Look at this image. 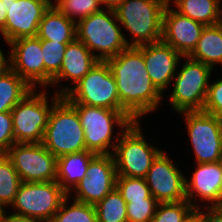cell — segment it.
Here are the masks:
<instances>
[{"mask_svg": "<svg viewBox=\"0 0 222 222\" xmlns=\"http://www.w3.org/2000/svg\"><path fill=\"white\" fill-rule=\"evenodd\" d=\"M169 0H125L116 10L118 22L135 37L130 46L161 41L163 13Z\"/></svg>", "mask_w": 222, "mask_h": 222, "instance_id": "cell-5", "label": "cell"}, {"mask_svg": "<svg viewBox=\"0 0 222 222\" xmlns=\"http://www.w3.org/2000/svg\"><path fill=\"white\" fill-rule=\"evenodd\" d=\"M184 222H199V217L196 212H194L186 221Z\"/></svg>", "mask_w": 222, "mask_h": 222, "instance_id": "cell-41", "label": "cell"}, {"mask_svg": "<svg viewBox=\"0 0 222 222\" xmlns=\"http://www.w3.org/2000/svg\"><path fill=\"white\" fill-rule=\"evenodd\" d=\"M51 0H5V41L36 37L44 13Z\"/></svg>", "mask_w": 222, "mask_h": 222, "instance_id": "cell-15", "label": "cell"}, {"mask_svg": "<svg viewBox=\"0 0 222 222\" xmlns=\"http://www.w3.org/2000/svg\"><path fill=\"white\" fill-rule=\"evenodd\" d=\"M136 47L144 55L146 69L152 83L161 93H164L166 87L173 81L182 55L162 40Z\"/></svg>", "mask_w": 222, "mask_h": 222, "instance_id": "cell-18", "label": "cell"}, {"mask_svg": "<svg viewBox=\"0 0 222 222\" xmlns=\"http://www.w3.org/2000/svg\"><path fill=\"white\" fill-rule=\"evenodd\" d=\"M96 154L85 150L78 153L66 154L57 158L56 182L70 196L81 179L86 176L88 164Z\"/></svg>", "mask_w": 222, "mask_h": 222, "instance_id": "cell-21", "label": "cell"}, {"mask_svg": "<svg viewBox=\"0 0 222 222\" xmlns=\"http://www.w3.org/2000/svg\"><path fill=\"white\" fill-rule=\"evenodd\" d=\"M126 204L115 188L94 205L97 222H128Z\"/></svg>", "mask_w": 222, "mask_h": 222, "instance_id": "cell-26", "label": "cell"}, {"mask_svg": "<svg viewBox=\"0 0 222 222\" xmlns=\"http://www.w3.org/2000/svg\"><path fill=\"white\" fill-rule=\"evenodd\" d=\"M119 133L120 137L117 134L115 136L118 142L112 154L117 176L145 178L153 161L162 151L146 142L139 121Z\"/></svg>", "mask_w": 222, "mask_h": 222, "instance_id": "cell-7", "label": "cell"}, {"mask_svg": "<svg viewBox=\"0 0 222 222\" xmlns=\"http://www.w3.org/2000/svg\"><path fill=\"white\" fill-rule=\"evenodd\" d=\"M4 210L1 206H0V222L2 221V216H3V213H4Z\"/></svg>", "mask_w": 222, "mask_h": 222, "instance_id": "cell-42", "label": "cell"}, {"mask_svg": "<svg viewBox=\"0 0 222 222\" xmlns=\"http://www.w3.org/2000/svg\"><path fill=\"white\" fill-rule=\"evenodd\" d=\"M21 184L11 160L6 154H0V206L12 205Z\"/></svg>", "mask_w": 222, "mask_h": 222, "instance_id": "cell-27", "label": "cell"}, {"mask_svg": "<svg viewBox=\"0 0 222 222\" xmlns=\"http://www.w3.org/2000/svg\"><path fill=\"white\" fill-rule=\"evenodd\" d=\"M171 0L163 13L162 41L178 53L188 56L195 48L204 25L170 9Z\"/></svg>", "mask_w": 222, "mask_h": 222, "instance_id": "cell-17", "label": "cell"}, {"mask_svg": "<svg viewBox=\"0 0 222 222\" xmlns=\"http://www.w3.org/2000/svg\"><path fill=\"white\" fill-rule=\"evenodd\" d=\"M33 88L10 67L0 75V112H11Z\"/></svg>", "mask_w": 222, "mask_h": 222, "instance_id": "cell-25", "label": "cell"}, {"mask_svg": "<svg viewBox=\"0 0 222 222\" xmlns=\"http://www.w3.org/2000/svg\"><path fill=\"white\" fill-rule=\"evenodd\" d=\"M197 163H216L222 155V121L203 111H184Z\"/></svg>", "mask_w": 222, "mask_h": 222, "instance_id": "cell-11", "label": "cell"}, {"mask_svg": "<svg viewBox=\"0 0 222 222\" xmlns=\"http://www.w3.org/2000/svg\"><path fill=\"white\" fill-rule=\"evenodd\" d=\"M115 188L126 203L153 197L145 178L117 176Z\"/></svg>", "mask_w": 222, "mask_h": 222, "instance_id": "cell-31", "label": "cell"}, {"mask_svg": "<svg viewBox=\"0 0 222 222\" xmlns=\"http://www.w3.org/2000/svg\"><path fill=\"white\" fill-rule=\"evenodd\" d=\"M117 171L112 154L95 155L89 162L86 176L75 186L76 201L96 205L116 187Z\"/></svg>", "mask_w": 222, "mask_h": 222, "instance_id": "cell-13", "label": "cell"}, {"mask_svg": "<svg viewBox=\"0 0 222 222\" xmlns=\"http://www.w3.org/2000/svg\"><path fill=\"white\" fill-rule=\"evenodd\" d=\"M41 143L57 158L86 150L84 129L77 110L64 96L51 109Z\"/></svg>", "mask_w": 222, "mask_h": 222, "instance_id": "cell-3", "label": "cell"}, {"mask_svg": "<svg viewBox=\"0 0 222 222\" xmlns=\"http://www.w3.org/2000/svg\"><path fill=\"white\" fill-rule=\"evenodd\" d=\"M62 96L53 95L48 104L46 91L36 93L33 89L11 110L15 143H41L53 105Z\"/></svg>", "mask_w": 222, "mask_h": 222, "instance_id": "cell-8", "label": "cell"}, {"mask_svg": "<svg viewBox=\"0 0 222 222\" xmlns=\"http://www.w3.org/2000/svg\"><path fill=\"white\" fill-rule=\"evenodd\" d=\"M185 63L174 76V86L170 95V105L178 113L202 111L209 88L212 67L183 56Z\"/></svg>", "mask_w": 222, "mask_h": 222, "instance_id": "cell-9", "label": "cell"}, {"mask_svg": "<svg viewBox=\"0 0 222 222\" xmlns=\"http://www.w3.org/2000/svg\"><path fill=\"white\" fill-rule=\"evenodd\" d=\"M15 144L11 112H0V154Z\"/></svg>", "mask_w": 222, "mask_h": 222, "instance_id": "cell-35", "label": "cell"}, {"mask_svg": "<svg viewBox=\"0 0 222 222\" xmlns=\"http://www.w3.org/2000/svg\"><path fill=\"white\" fill-rule=\"evenodd\" d=\"M7 13L5 12V0H0V33L5 39V23H6Z\"/></svg>", "mask_w": 222, "mask_h": 222, "instance_id": "cell-38", "label": "cell"}, {"mask_svg": "<svg viewBox=\"0 0 222 222\" xmlns=\"http://www.w3.org/2000/svg\"><path fill=\"white\" fill-rule=\"evenodd\" d=\"M117 22L115 10L103 8L76 21V39L81 41L99 61H106L130 46ZM94 51L100 52L95 54Z\"/></svg>", "mask_w": 222, "mask_h": 222, "instance_id": "cell-2", "label": "cell"}, {"mask_svg": "<svg viewBox=\"0 0 222 222\" xmlns=\"http://www.w3.org/2000/svg\"><path fill=\"white\" fill-rule=\"evenodd\" d=\"M106 62L116 80L121 106L136 121L156 110L162 93L152 83L144 55L136 46H129Z\"/></svg>", "mask_w": 222, "mask_h": 222, "instance_id": "cell-1", "label": "cell"}, {"mask_svg": "<svg viewBox=\"0 0 222 222\" xmlns=\"http://www.w3.org/2000/svg\"><path fill=\"white\" fill-rule=\"evenodd\" d=\"M164 152L153 161L146 183L158 203H175L186 200V178Z\"/></svg>", "mask_w": 222, "mask_h": 222, "instance_id": "cell-14", "label": "cell"}, {"mask_svg": "<svg viewBox=\"0 0 222 222\" xmlns=\"http://www.w3.org/2000/svg\"><path fill=\"white\" fill-rule=\"evenodd\" d=\"M125 0H100L101 5H106V9L116 10Z\"/></svg>", "mask_w": 222, "mask_h": 222, "instance_id": "cell-39", "label": "cell"}, {"mask_svg": "<svg viewBox=\"0 0 222 222\" xmlns=\"http://www.w3.org/2000/svg\"><path fill=\"white\" fill-rule=\"evenodd\" d=\"M194 196L200 197L208 204L210 202L211 207L222 204V164L220 161L197 163L192 179L189 181L186 178V200L197 208L198 206L191 200Z\"/></svg>", "mask_w": 222, "mask_h": 222, "instance_id": "cell-19", "label": "cell"}, {"mask_svg": "<svg viewBox=\"0 0 222 222\" xmlns=\"http://www.w3.org/2000/svg\"><path fill=\"white\" fill-rule=\"evenodd\" d=\"M210 67L222 64V22L205 26L194 50L188 55Z\"/></svg>", "mask_w": 222, "mask_h": 222, "instance_id": "cell-23", "label": "cell"}, {"mask_svg": "<svg viewBox=\"0 0 222 222\" xmlns=\"http://www.w3.org/2000/svg\"><path fill=\"white\" fill-rule=\"evenodd\" d=\"M9 67L24 79L33 89L37 83L44 87V62L41 39L20 38L10 43Z\"/></svg>", "mask_w": 222, "mask_h": 222, "instance_id": "cell-16", "label": "cell"}, {"mask_svg": "<svg viewBox=\"0 0 222 222\" xmlns=\"http://www.w3.org/2000/svg\"><path fill=\"white\" fill-rule=\"evenodd\" d=\"M68 198L69 196L63 200L50 222H97L94 205L74 200L73 204L68 206Z\"/></svg>", "mask_w": 222, "mask_h": 222, "instance_id": "cell-29", "label": "cell"}, {"mask_svg": "<svg viewBox=\"0 0 222 222\" xmlns=\"http://www.w3.org/2000/svg\"><path fill=\"white\" fill-rule=\"evenodd\" d=\"M98 61L81 41L75 39L66 47L61 69L52 79L53 86L62 79H70L76 85Z\"/></svg>", "mask_w": 222, "mask_h": 222, "instance_id": "cell-20", "label": "cell"}, {"mask_svg": "<svg viewBox=\"0 0 222 222\" xmlns=\"http://www.w3.org/2000/svg\"><path fill=\"white\" fill-rule=\"evenodd\" d=\"M157 205L158 202L154 197L127 203L128 222H150L155 214Z\"/></svg>", "mask_w": 222, "mask_h": 222, "instance_id": "cell-33", "label": "cell"}, {"mask_svg": "<svg viewBox=\"0 0 222 222\" xmlns=\"http://www.w3.org/2000/svg\"><path fill=\"white\" fill-rule=\"evenodd\" d=\"M37 37L54 42L71 43L76 39V22L66 17L52 4L39 23Z\"/></svg>", "mask_w": 222, "mask_h": 222, "instance_id": "cell-22", "label": "cell"}, {"mask_svg": "<svg viewBox=\"0 0 222 222\" xmlns=\"http://www.w3.org/2000/svg\"><path fill=\"white\" fill-rule=\"evenodd\" d=\"M68 44L41 39L44 62V87L52 85V79L59 73Z\"/></svg>", "mask_w": 222, "mask_h": 222, "instance_id": "cell-28", "label": "cell"}, {"mask_svg": "<svg viewBox=\"0 0 222 222\" xmlns=\"http://www.w3.org/2000/svg\"><path fill=\"white\" fill-rule=\"evenodd\" d=\"M71 104L102 107L128 113L120 104L116 80L106 61H98L74 86L56 92Z\"/></svg>", "mask_w": 222, "mask_h": 222, "instance_id": "cell-4", "label": "cell"}, {"mask_svg": "<svg viewBox=\"0 0 222 222\" xmlns=\"http://www.w3.org/2000/svg\"><path fill=\"white\" fill-rule=\"evenodd\" d=\"M68 194L56 181L21 182L14 202V214L50 222Z\"/></svg>", "mask_w": 222, "mask_h": 222, "instance_id": "cell-10", "label": "cell"}, {"mask_svg": "<svg viewBox=\"0 0 222 222\" xmlns=\"http://www.w3.org/2000/svg\"><path fill=\"white\" fill-rule=\"evenodd\" d=\"M202 111L214 115L222 121V79L209 84Z\"/></svg>", "mask_w": 222, "mask_h": 222, "instance_id": "cell-34", "label": "cell"}, {"mask_svg": "<svg viewBox=\"0 0 222 222\" xmlns=\"http://www.w3.org/2000/svg\"><path fill=\"white\" fill-rule=\"evenodd\" d=\"M3 53L0 49V75L9 68V60H6Z\"/></svg>", "mask_w": 222, "mask_h": 222, "instance_id": "cell-40", "label": "cell"}, {"mask_svg": "<svg viewBox=\"0 0 222 222\" xmlns=\"http://www.w3.org/2000/svg\"><path fill=\"white\" fill-rule=\"evenodd\" d=\"M207 213L200 210L198 206L195 208V212L199 217V222H222V210L218 206H205Z\"/></svg>", "mask_w": 222, "mask_h": 222, "instance_id": "cell-36", "label": "cell"}, {"mask_svg": "<svg viewBox=\"0 0 222 222\" xmlns=\"http://www.w3.org/2000/svg\"><path fill=\"white\" fill-rule=\"evenodd\" d=\"M195 212L187 200L175 203H158L150 222H184Z\"/></svg>", "mask_w": 222, "mask_h": 222, "instance_id": "cell-30", "label": "cell"}, {"mask_svg": "<svg viewBox=\"0 0 222 222\" xmlns=\"http://www.w3.org/2000/svg\"><path fill=\"white\" fill-rule=\"evenodd\" d=\"M72 105L76 108L84 129L86 150L96 155L113 154L108 149L113 147L114 151L116 146V143L112 141L114 125L119 126L120 130H126L133 122H136L129 113L118 110L83 104Z\"/></svg>", "mask_w": 222, "mask_h": 222, "instance_id": "cell-6", "label": "cell"}, {"mask_svg": "<svg viewBox=\"0 0 222 222\" xmlns=\"http://www.w3.org/2000/svg\"><path fill=\"white\" fill-rule=\"evenodd\" d=\"M21 182L56 181L57 157L42 143H15L5 153Z\"/></svg>", "mask_w": 222, "mask_h": 222, "instance_id": "cell-12", "label": "cell"}, {"mask_svg": "<svg viewBox=\"0 0 222 222\" xmlns=\"http://www.w3.org/2000/svg\"><path fill=\"white\" fill-rule=\"evenodd\" d=\"M55 6L66 17L76 22V16L79 18L77 21L84 19L85 17L99 12L100 0H56ZM75 17V18H74Z\"/></svg>", "mask_w": 222, "mask_h": 222, "instance_id": "cell-32", "label": "cell"}, {"mask_svg": "<svg viewBox=\"0 0 222 222\" xmlns=\"http://www.w3.org/2000/svg\"><path fill=\"white\" fill-rule=\"evenodd\" d=\"M1 222H48V221L31 218L28 216H22V215H18L14 213L7 215L5 214V210H4Z\"/></svg>", "mask_w": 222, "mask_h": 222, "instance_id": "cell-37", "label": "cell"}, {"mask_svg": "<svg viewBox=\"0 0 222 222\" xmlns=\"http://www.w3.org/2000/svg\"><path fill=\"white\" fill-rule=\"evenodd\" d=\"M220 0H174L176 11L204 26L222 22Z\"/></svg>", "mask_w": 222, "mask_h": 222, "instance_id": "cell-24", "label": "cell"}]
</instances>
